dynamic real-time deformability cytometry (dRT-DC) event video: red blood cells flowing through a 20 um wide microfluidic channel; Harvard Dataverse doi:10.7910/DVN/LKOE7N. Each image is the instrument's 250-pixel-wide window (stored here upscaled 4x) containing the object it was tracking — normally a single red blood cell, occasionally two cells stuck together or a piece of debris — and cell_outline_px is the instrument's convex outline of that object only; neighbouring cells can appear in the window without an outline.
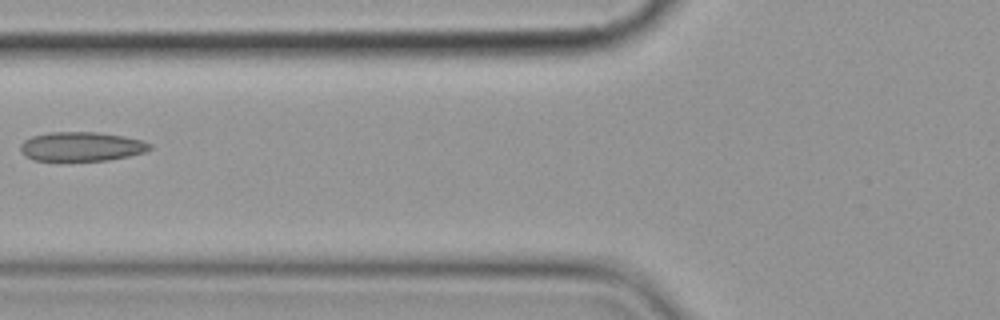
{"species": "common noctule bat (a hibernating species)", "species_latin": "Nyctalus noctula", "temperature_condition": "cold", "stored_images_in_passage": 7, "camera_frame_rate_fps": 3000, "um_per_image_px": 0.085, "animal": {"sex": "female", "body_mass_g": 19.9}, "frame": {"image": 1, "passage_image": 6, "time_ms": 7.0, "image_size_px": [1000, 320], "cell_outline_px": [[152, 148], [144, 152], [128, 156], [108, 160], [36, 160], [28, 156], [20, 148], [20, 144], [24, 140], [32, 136], [52, 132], [96, 132], [124, 136], [144, 140], [152, 144]], "centroid_in_image_um": [6.98, 12.44], "position_along_channel_um": 118.8, "area_um2": 21.79}}
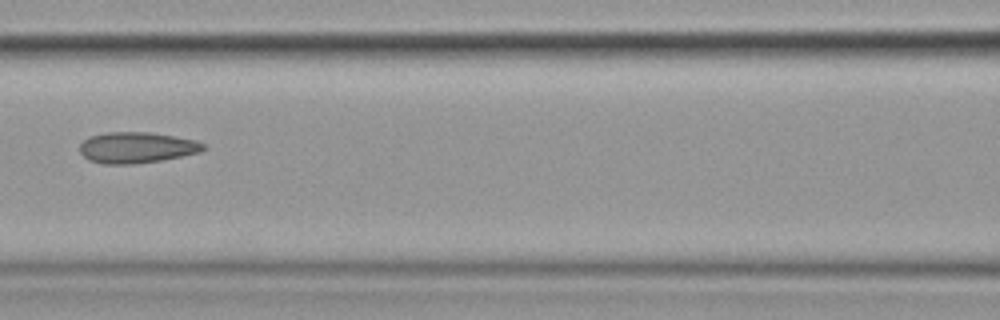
{"frame": {"image": 2, "passage_image": 7, "time_ms": 8.0, "image_size_px": [1000, 320], "cell_outline_px": [[204, 148], [200, 152], [160, 160], [132, 164], [104, 164], [88, 160], [80, 152], [80, 144], [84, 140], [92, 136], [108, 132], [152, 132], [196, 140], [204, 144]], "centroid_in_image_um": [11.6, 12.54], "position_along_channel_um": 155.0, "area_um2": 22.14}}